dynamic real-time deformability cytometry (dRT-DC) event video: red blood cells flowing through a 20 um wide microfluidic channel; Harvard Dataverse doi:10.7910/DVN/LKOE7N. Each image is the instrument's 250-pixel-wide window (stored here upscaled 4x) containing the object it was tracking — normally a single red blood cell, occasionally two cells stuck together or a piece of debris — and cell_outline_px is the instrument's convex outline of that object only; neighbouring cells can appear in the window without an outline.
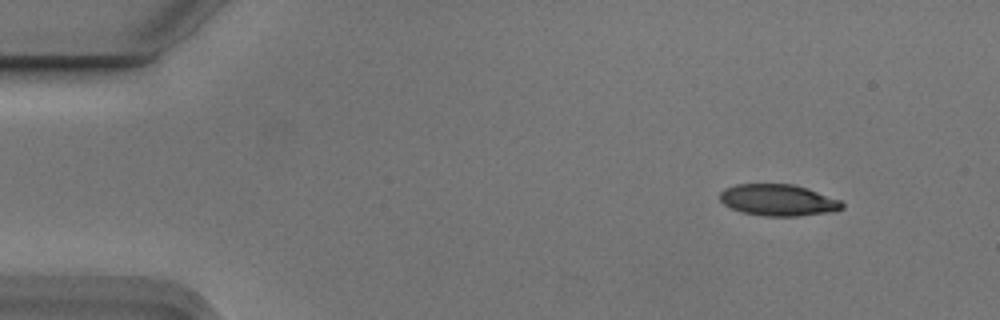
{"species": "Egyptian fruit bat (a non-hibernating species)", "species_latin": "Rousettus aegyptiacus", "temperature_condition": "cold", "stored_images_in_passage": 4, "camera_frame_rate_fps": 3000, "um_per_image_px": 0.085, "animal": {"sex": "male"}, "frame": {"image": 1, "passage_image": 1, "time_ms": 0.0, "image_size_px": [1000, 320], "cell_outline_px": [[844, 208], [836, 212], [796, 216], [764, 216], [744, 212], [732, 208], [724, 204], [720, 200], [720, 192], [724, 188], [736, 184], [792, 184], [808, 188], [840, 200], [844, 204]], "centroid_in_image_um": [66.18, 17.01], "position_along_channel_um": 18.8, "area_um2": 22.54}}
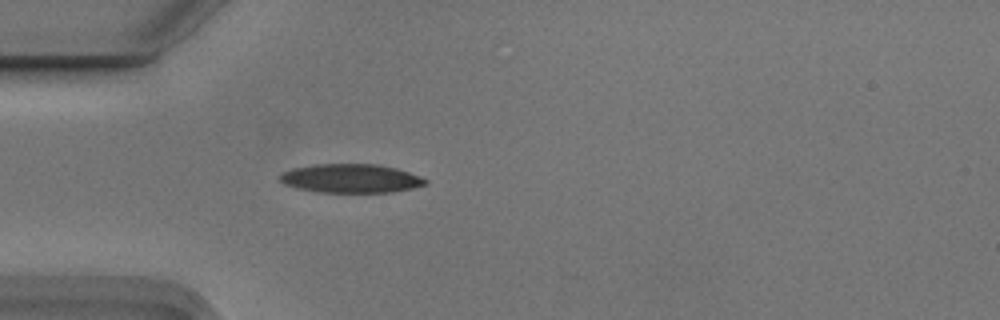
{"frame": {"image": 2, "passage_image": 4, "time_ms": 1.0, "image_size_px": [1000, 320], "cell_outline_px": [[428, 184], [412, 188], [392, 192], [320, 192], [296, 188], [284, 184], [276, 176], [292, 168], [316, 164], [376, 164], [396, 168], [408, 172], [428, 180]], "centroid_in_image_um": [29.8, 15.16], "position_along_channel_um": 55.2, "area_um2": 24.39}}